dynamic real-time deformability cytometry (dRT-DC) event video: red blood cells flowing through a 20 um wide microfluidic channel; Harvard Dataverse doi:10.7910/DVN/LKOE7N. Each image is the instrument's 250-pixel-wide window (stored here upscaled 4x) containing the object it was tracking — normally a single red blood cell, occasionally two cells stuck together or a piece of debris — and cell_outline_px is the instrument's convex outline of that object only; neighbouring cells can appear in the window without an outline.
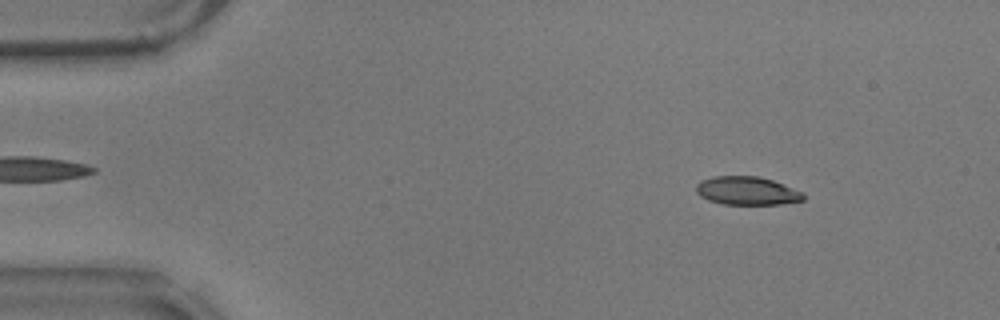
{"species": "common noctule bat (a hibernating species)", "species_latin": "Nyctalus noctula", "temperature_condition": "warm", "stored_images_in_passage": 19, "camera_frame_rate_fps": 3000, "um_per_image_px": 0.085, "animal": {"sex": "male", "body_mass_g": 17.9}, "frame": {"image": 1, "passage_image": 1, "time_ms": 0.0, "image_size_px": [1000, 320], "cell_outline_px": [[804, 200], [780, 204], [724, 204], [708, 200], [700, 196], [696, 192], [696, 184], [700, 180], [716, 176], [756, 176], [772, 180], [804, 192]], "centroid_in_image_um": [63.48, 16.21], "position_along_channel_um": 21.5, "area_um2": 17.69}}